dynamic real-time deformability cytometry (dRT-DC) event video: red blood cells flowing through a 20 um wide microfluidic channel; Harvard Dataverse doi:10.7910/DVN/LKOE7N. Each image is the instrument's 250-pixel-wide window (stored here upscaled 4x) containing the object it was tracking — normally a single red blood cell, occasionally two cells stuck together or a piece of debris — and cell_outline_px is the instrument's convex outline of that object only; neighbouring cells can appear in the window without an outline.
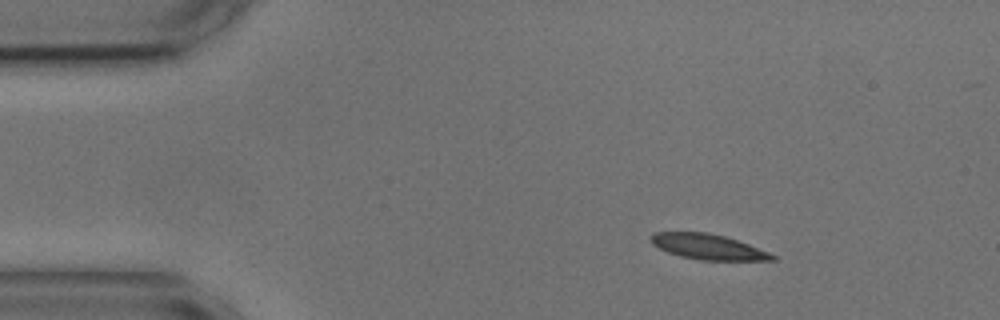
{"species": "common noctule bat (a hibernating species)", "species_latin": "Nyctalus noctula", "temperature_condition": "cold", "stored_images_in_passage": 3, "camera_frame_rate_fps": 3000, "um_per_image_px": 0.085, "animal": {"sex": "male", "body_mass_g": 17.9, "forearm_length_mm": 54.2}, "frame": {"image": 1, "passage_image": 1, "time_ms": 0.0, "image_size_px": [1000, 320], "cell_outline_px": [[776, 260], [700, 260], [680, 256], [668, 252], [652, 244], [648, 240], [648, 236], [652, 232], [708, 232], [724, 236], [748, 244], [768, 252], [776, 256]], "centroid_in_image_um": [60.11, 20.97], "position_along_channel_um": 24.9, "area_um2": 17.92}}